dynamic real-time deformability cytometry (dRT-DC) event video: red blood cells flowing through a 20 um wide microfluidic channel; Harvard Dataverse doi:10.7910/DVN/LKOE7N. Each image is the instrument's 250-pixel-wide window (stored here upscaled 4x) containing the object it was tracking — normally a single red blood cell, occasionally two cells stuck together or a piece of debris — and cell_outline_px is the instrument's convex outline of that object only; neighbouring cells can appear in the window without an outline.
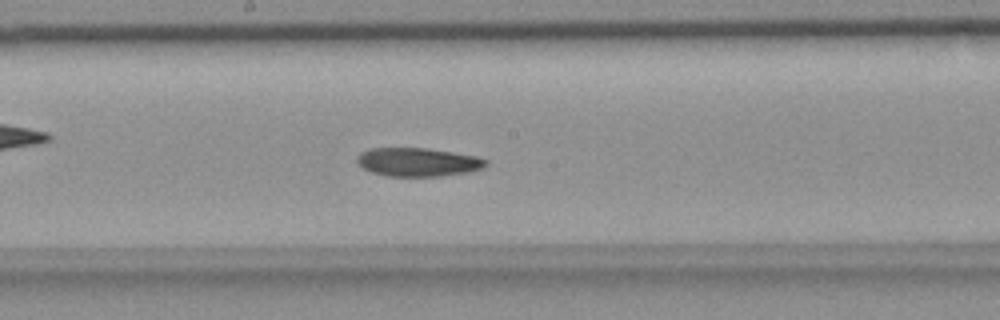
{"species": "common noctule bat (a hibernating species)", "species_latin": "Nyctalus noctula", "temperature_condition": "room temperature", "stored_images_in_passage": 48, "camera_frame_rate_fps": 3000, "um_per_image_px": 0.085, "animal": {"sex": "female", "body_mass_g": 18.4}, "frame": {"image": 1, "passage_image": 22, "time_ms": 7.0, "image_size_px": [1000, 320], "cell_outline_px": [[488, 164], [480, 168], [468, 172], [440, 176], [388, 176], [372, 172], [364, 168], [356, 160], [356, 156], [360, 152], [368, 148], [428, 148], [476, 156], [488, 160]], "centroid_in_image_um": [35.5, 13.77], "position_along_channel_um": 212.7, "area_um2": 21.39}}
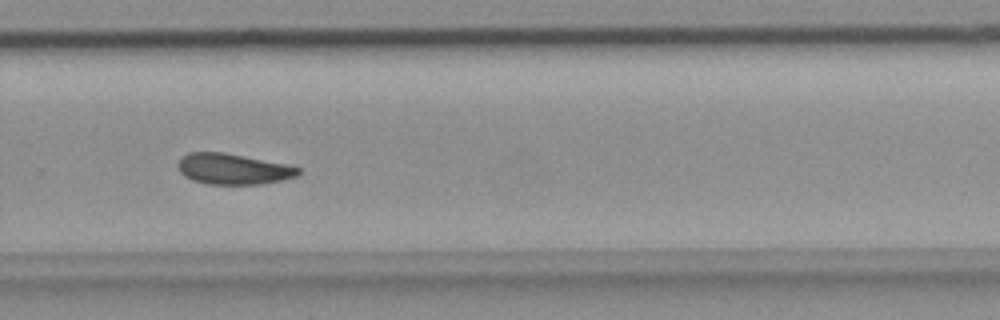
{"frame": {"image": 2, "passage_image": 30, "time_ms": 9.667, "image_size_px": [1000, 320], "cell_outline_px": [[300, 172], [296, 176], [280, 180], [260, 184], [208, 184], [192, 180], [184, 176], [180, 172], [176, 164], [180, 156], [188, 152], [224, 152], [284, 164], [300, 168]], "centroid_in_image_um": [19.73, 14.36], "position_along_channel_um": 310.1, "area_um2": 21.5}}
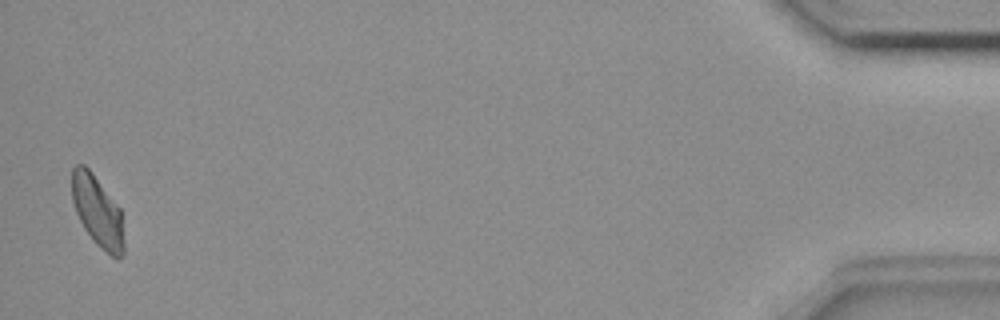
{"frame": {"image": 3, "passage_image": 47, "time_ms": 15.333, "image_size_px": [1000, 320], "cell_outline_px": [[124, 252], [120, 260], [116, 260], [100, 248], [92, 240], [84, 228], [76, 212], [72, 200], [72, 168], [76, 164], [84, 164], [92, 172], [120, 208], [124, 244]], "centroid_in_image_um": [8.29, 18.0], "position_along_channel_um": 426.9, "area_um2": 21.62}, "authors_computed_cell_mechanics": {"area_um2": 22.1952, "velocity_mm_per_s": 3.6513, "shape_relaxation_time_tau1_ms": null, "shape_relaxation_time_tau2_ms": 7.1889, "deformation_change_tau1": null, "deformation_change_tau2": 0.1257}}